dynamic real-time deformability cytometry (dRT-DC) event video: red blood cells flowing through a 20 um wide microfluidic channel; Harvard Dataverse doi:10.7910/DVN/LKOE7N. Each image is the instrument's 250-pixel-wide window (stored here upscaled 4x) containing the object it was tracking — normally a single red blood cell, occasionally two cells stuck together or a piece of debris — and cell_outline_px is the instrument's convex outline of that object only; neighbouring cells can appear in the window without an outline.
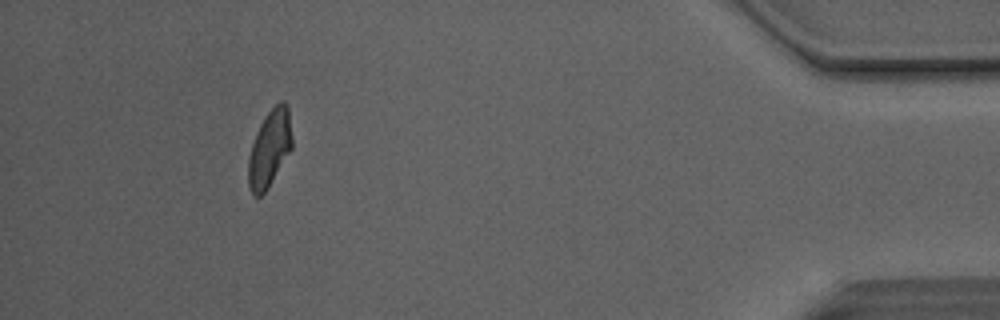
{"species": "Egyptian fruit bat (a non-hibernating species)", "species_latin": "Rousettus aegyptiacus", "temperature_condition": "room temperature", "stored_images_in_passage": 38, "camera_frame_rate_fps": 3000, "um_per_image_px": 0.085, "animal": {"sex": "male"}, "frame": {"image": 1, "passage_image": 38, "time_ms": 12.333, "image_size_px": [1000, 320], "cell_outline_px": [[292, 148], [268, 188], [260, 196], [252, 196], [248, 184], [248, 156], [252, 144], [260, 124], [264, 116], [280, 100], [284, 100], [288, 104], [292, 140]], "centroid_in_image_um": [22.91, 12.61], "position_along_channel_um": 412.3, "area_um2": 19.65}, "authors_computed_cell_mechanics": {"area_um2": 20.3456, "velocity_mm_per_s": 4.1259, "shape_relaxation_time_tau1_ms": 5.4995, "shape_relaxation_time_tau2_ms": 1.583, "deformation_change_tau1": 0.1554, "deformation_change_tau2": 0.0895}}